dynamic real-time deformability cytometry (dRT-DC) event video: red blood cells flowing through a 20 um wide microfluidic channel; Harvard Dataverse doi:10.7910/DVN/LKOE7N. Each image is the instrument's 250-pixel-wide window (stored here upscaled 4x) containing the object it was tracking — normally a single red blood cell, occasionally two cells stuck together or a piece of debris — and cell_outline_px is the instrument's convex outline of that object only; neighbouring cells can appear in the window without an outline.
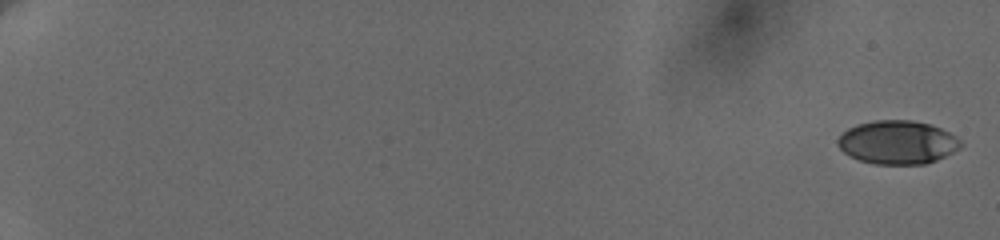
{"species": "human", "species_latin": "Homo sapiens", "temperature_condition": "cold", "stored_images_in_passage": 45, "camera_frame_rate_fps": 3000, "um_per_image_px": 0.085, "donor": {"sex": "female"}, "frame": {"image": 1, "passage_image": 1, "time_ms": 0.0, "image_size_px": [1000, 240], "cell_outline_px": [[964, 144], [960, 148], [936, 160], [924, 164], [872, 164], [860, 160], [844, 152], [836, 144], [836, 140], [848, 128], [860, 124], [876, 120], [912, 120], [928, 124], [940, 128], [956, 136]], "centroid_in_image_um": [76.3, 12.1], "position_along_channel_um": 8.7, "area_um2": 30.98}}
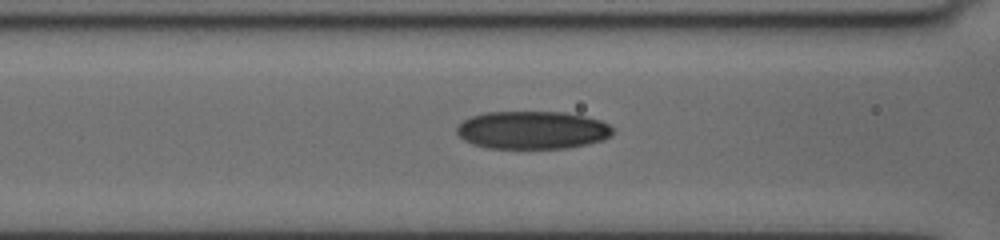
{"frame": {"image": 2, "passage_image": 37, "time_ms": 9.333, "image_size_px": [1000, 240], "cell_outline_px": [[612, 136], [604, 140], [588, 144], [568, 148], [488, 148], [472, 144], [464, 140], [456, 132], [456, 128], [464, 120], [472, 116], [484, 112], [564, 112], [584, 116], [600, 120], [608, 124], [612, 128]], "centroid_in_image_um": [45.26, 11.06], "position_along_channel_um": 121.3, "area_um2": 34.56}}
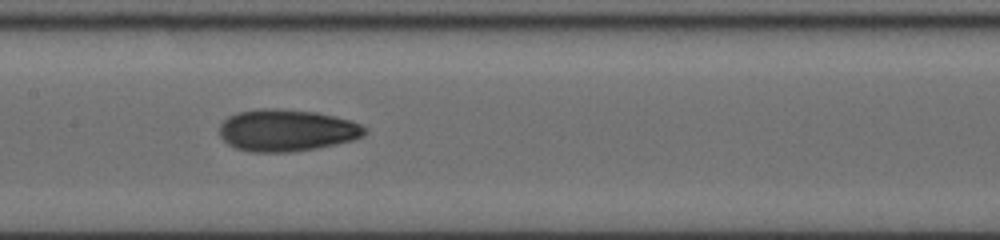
{"frame": {"image": 3, "passage_image": 44, "time_ms": 11.0, "image_size_px": [1000, 240], "cell_outline_px": [[368, 132], [364, 136], [352, 140], [336, 144], [316, 148], [288, 152], [252, 152], [236, 148], [228, 144], [220, 136], [220, 124], [228, 116], [236, 112], [260, 108], [276, 108], [316, 112], [352, 120], [368, 128]], "centroid_in_image_um": [24.38, 11.07], "position_along_channel_um": 183.0, "area_um2": 35.72}}